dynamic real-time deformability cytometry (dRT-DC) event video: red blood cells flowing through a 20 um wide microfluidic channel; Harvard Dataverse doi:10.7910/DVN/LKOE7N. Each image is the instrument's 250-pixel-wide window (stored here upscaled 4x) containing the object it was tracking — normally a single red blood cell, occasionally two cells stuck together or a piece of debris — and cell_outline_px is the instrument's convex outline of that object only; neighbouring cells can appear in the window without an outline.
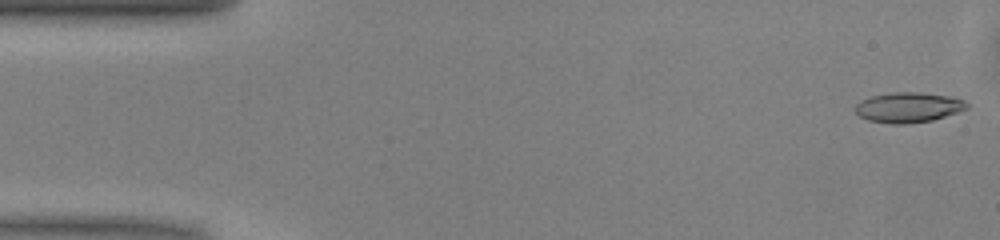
{"species": "common noctule bat (a hibernating species)", "species_latin": "Nyctalus noctula", "temperature_condition": "warm", "stored_images_in_passage": 49, "camera_frame_rate_fps": 3000, "um_per_image_px": 0.085, "animal": {"sex": "male", "body_mass_g": 13.0, "forearm_length_mm": 53.1}, "frame": {"image": 1, "passage_image": 1, "time_ms": 0.0, "image_size_px": [1000, 240], "cell_outline_px": [[968, 108], [932, 120], [908, 124], [892, 124], [868, 120], [860, 116], [852, 108], [860, 100], [872, 96], [892, 92], [920, 92], [948, 96], [964, 100], [968, 104]], "centroid_in_image_um": [77.16, 9.12], "position_along_channel_um": 7.8, "area_um2": 19.59}}
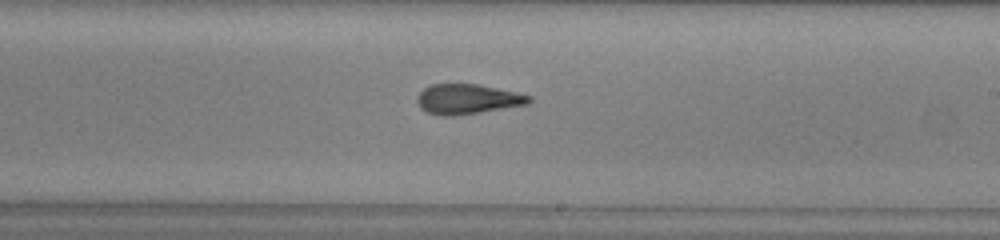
{"frame": {"image": 2, "passage_image": 28, "time_ms": 9.0, "image_size_px": [1000, 240], "cell_outline_px": [[532, 100], [528, 104], [452, 116], [440, 116], [428, 112], [420, 108], [416, 100], [416, 96], [424, 88], [432, 84], [480, 84], [516, 92], [532, 96]], "centroid_in_image_um": [39.72, 8.41], "position_along_channel_um": 249.3, "area_um2": 19.48}}
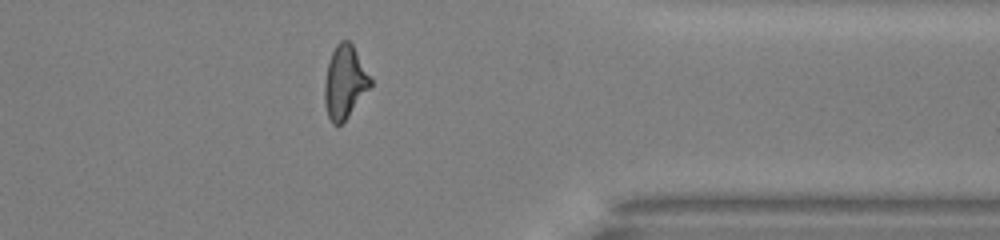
{"frame": {"image": 3, "passage_image": 39, "time_ms": 12.667, "image_size_px": [1000, 240], "cell_outline_px": [[372, 84], [348, 116], [340, 124], [332, 124], [328, 116], [324, 104], [324, 80], [328, 64], [332, 52], [336, 44], [340, 40], [348, 40], [352, 44], [372, 80]], "centroid_in_image_um": [29.28, 6.97], "position_along_channel_um": 382.1, "area_um2": 19.25}, "authors_computed_cell_mechanics": {"area_um2": 19.7098, "velocity_mm_per_s": 4.0871, "shape_relaxation_time_tau1_ms": 8.2574, "shape_relaxation_time_tau2_ms": 2.4836, "deformation_change_tau1": 0.2475, "deformation_change_tau2": 0.1282}}